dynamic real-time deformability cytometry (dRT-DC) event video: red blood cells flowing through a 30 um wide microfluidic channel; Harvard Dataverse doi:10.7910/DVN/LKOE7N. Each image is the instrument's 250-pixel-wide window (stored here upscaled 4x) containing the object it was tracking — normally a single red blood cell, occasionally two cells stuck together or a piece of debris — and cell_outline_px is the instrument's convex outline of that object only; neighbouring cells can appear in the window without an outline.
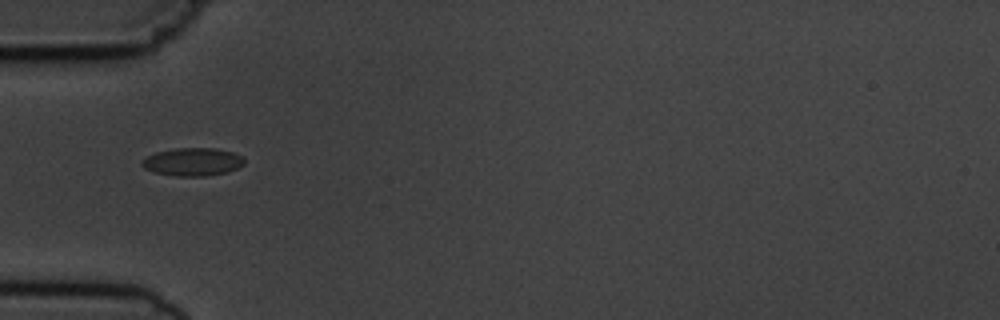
{"species": "common noctule bat (a hibernating species)", "species_latin": "Nyctalus noctula", "temperature_condition": "cold", "stored_images_in_passage": 8, "camera_frame_rate_fps": 3000, "um_per_image_px": 0.085, "animal": {"sex": "male", "body_mass_g": 19.5, "forearm_length_mm": 54.6}, "frame": {"image": 1, "passage_image": 4, "time_ms": 3.667, "image_size_px": [1000, 320], "cell_outline_px": [[244, 164], [228, 172], [204, 176], [176, 176], [156, 172], [144, 168], [140, 164], [140, 160], [156, 152], [176, 148], [216, 148], [232, 152], [240, 156], [244, 160]], "centroid_in_image_um": [16.35, 13.75], "position_along_channel_um": 68.6, "area_um2": 16.59}}
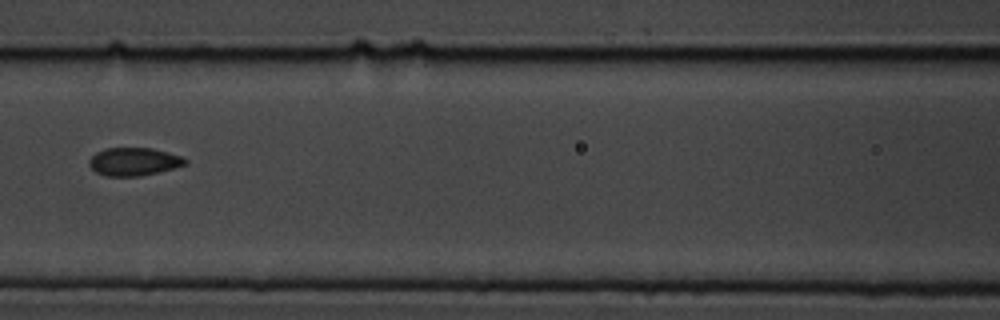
{"frame": {"image": 2, "passage_image": 6, "time_ms": 6.0, "image_size_px": [1000, 320], "cell_outline_px": [[188, 164], [140, 176], [104, 176], [96, 172], [88, 164], [88, 160], [96, 152], [104, 148], [152, 148], [168, 152], [180, 156], [188, 160]], "centroid_in_image_um": [11.35, 13.73], "position_along_channel_um": 155.2, "area_um2": 15.66}}
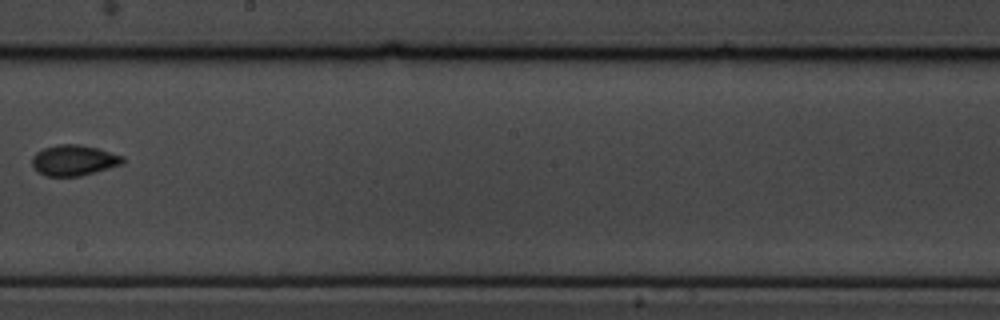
{"frame": {"image": 3, "passage_image": 8, "time_ms": 8.333, "image_size_px": [1000, 320], "cell_outline_px": [[124, 160], [120, 164], [80, 176], [48, 176], [40, 172], [32, 164], [32, 156], [36, 152], [44, 148], [60, 144], [76, 144], [96, 148], [124, 156]], "centroid_in_image_um": [6.25, 13.61], "position_along_channel_um": 241.9, "area_um2": 15.78}}